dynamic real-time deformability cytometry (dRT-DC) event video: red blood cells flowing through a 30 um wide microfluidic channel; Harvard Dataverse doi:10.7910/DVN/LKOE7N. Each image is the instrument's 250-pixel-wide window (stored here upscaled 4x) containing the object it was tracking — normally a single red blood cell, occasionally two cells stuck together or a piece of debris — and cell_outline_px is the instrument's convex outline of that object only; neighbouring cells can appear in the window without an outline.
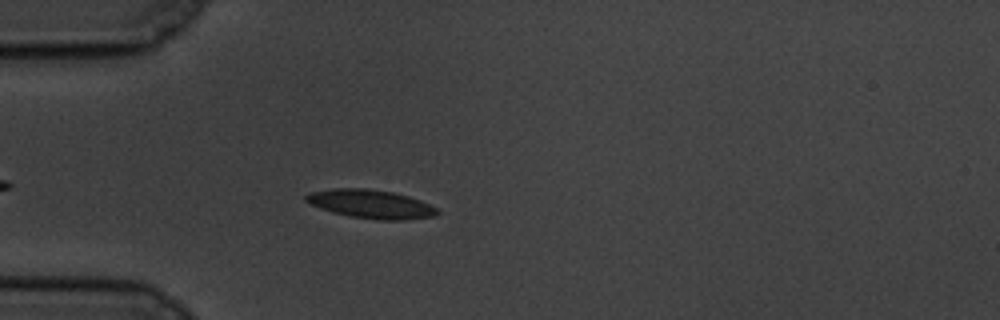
{"species": "common noctule bat (a hibernating species)", "species_latin": "Nyctalus noctula", "temperature_condition": "cold", "stored_images_in_passage": 46, "camera_frame_rate_fps": 3000, "um_per_image_px": 0.085, "animal": {"sex": "male", "body_mass_g": 19.5, "forearm_length_mm": 54.6}, "frame": {"image": 1, "passage_image": 7, "time_ms": 2.0, "image_size_px": [1000, 320], "cell_outline_px": [[440, 212], [436, 216], [404, 220], [376, 220], [348, 216], [332, 212], [320, 208], [304, 200], [304, 196], [308, 192], [332, 188], [368, 188], [392, 192], [408, 196], [420, 200], [436, 208]], "centroid_in_image_um": [31.5, 17.34], "position_along_channel_um": 53.5, "area_um2": 22.08}}
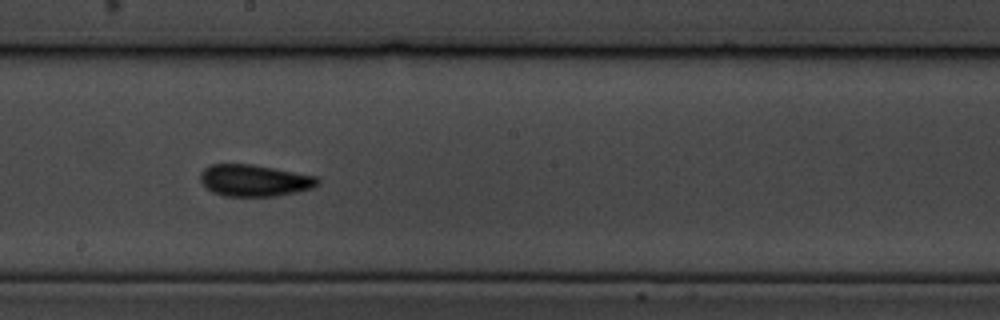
{"frame": {"image": 2, "passage_image": 23, "time_ms": 7.333, "image_size_px": [1000, 320], "cell_outline_px": [[320, 184], [316, 188], [276, 196], [224, 196], [212, 192], [200, 180], [200, 172], [204, 168], [212, 164], [252, 164], [316, 176], [320, 180]], "centroid_in_image_um": [21.66, 15.34], "position_along_channel_um": 226.5, "area_um2": 21.79}}
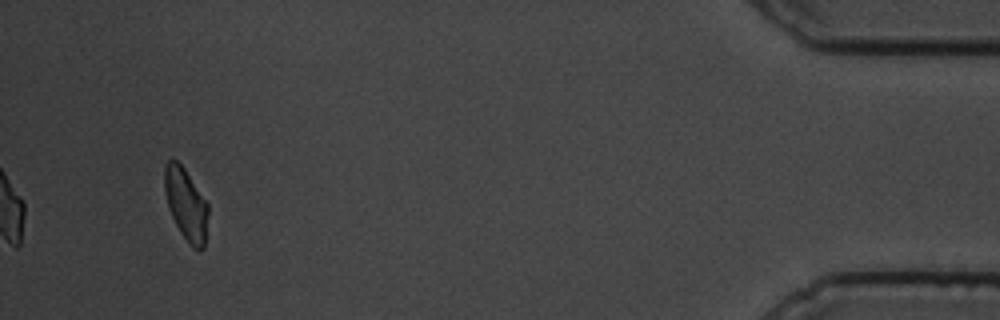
{"frame": {"image": 3, "passage_image": 46, "time_ms": 15.0, "image_size_px": [1000, 320], "cell_outline_px": [[208, 216], [204, 248], [192, 248], [180, 232], [168, 208], [164, 192], [164, 164], [172, 156], [184, 168], [208, 204]], "centroid_in_image_um": [15.78, 17.32], "position_along_channel_um": 419.4, "area_um2": 18.32}, "authors_computed_cell_mechanics": {"area_um2": 20.9525, "velocity_mm_per_s": 3.4229, "shape_relaxation_time_tau1_ms": 3.7254, "shape_relaxation_time_tau2_ms": 2.2305, "deformation_change_tau1": 0.1249, "deformation_change_tau2": 0.0936}}